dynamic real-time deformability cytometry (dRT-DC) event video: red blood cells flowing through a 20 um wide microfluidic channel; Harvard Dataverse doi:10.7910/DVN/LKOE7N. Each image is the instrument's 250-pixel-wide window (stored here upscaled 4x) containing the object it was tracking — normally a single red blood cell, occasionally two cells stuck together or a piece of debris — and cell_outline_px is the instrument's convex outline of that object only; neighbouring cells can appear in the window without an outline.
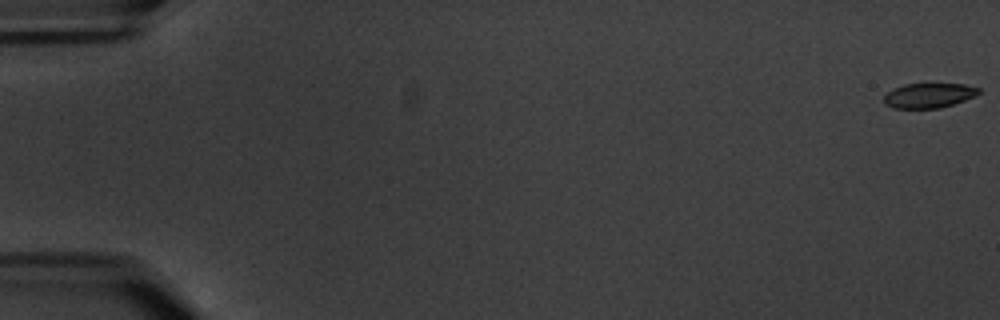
{"species": "common noctule bat (a hibernating species)", "species_latin": "Nyctalus noctula", "temperature_condition": "warm", "stored_images_in_passage": 9, "camera_frame_rate_fps": 3000, "um_per_image_px": 0.085, "animal": {"sex": "male", "body_mass_g": 20.1, "forearm_length_mm": 53.5}, "frame": {"image": 1, "passage_image": 1, "time_ms": 0.0, "image_size_px": [1000, 320], "cell_outline_px": [[980, 92], [976, 96], [940, 108], [892, 108], [884, 104], [884, 96], [892, 88], [904, 84], [964, 84], [980, 88]], "centroid_in_image_um": [78.93, 8.11], "position_along_channel_um": 6.1, "area_um2": 13.7}}
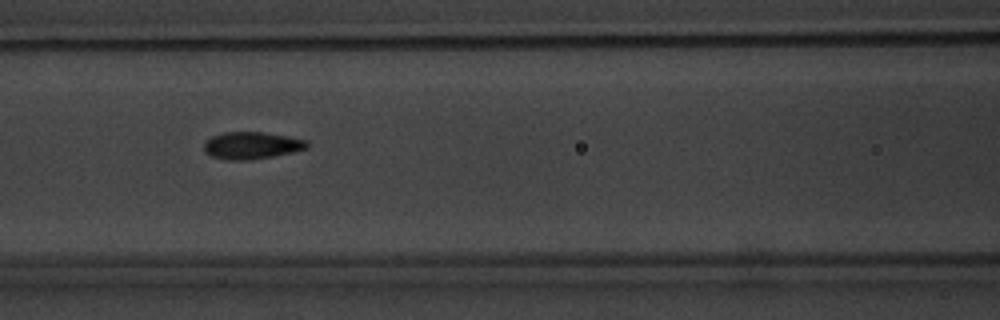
{"frame": {"image": 2, "passage_image": 8, "time_ms": 9.0, "image_size_px": [1000, 320], "cell_outline_px": [[308, 148], [292, 152], [252, 160], [224, 160], [212, 156], [204, 152], [204, 140], [212, 136], [224, 132], [264, 132], [288, 136], [308, 140]], "centroid_in_image_um": [21.37, 12.36], "position_along_channel_um": 145.2, "area_um2": 16.47}}
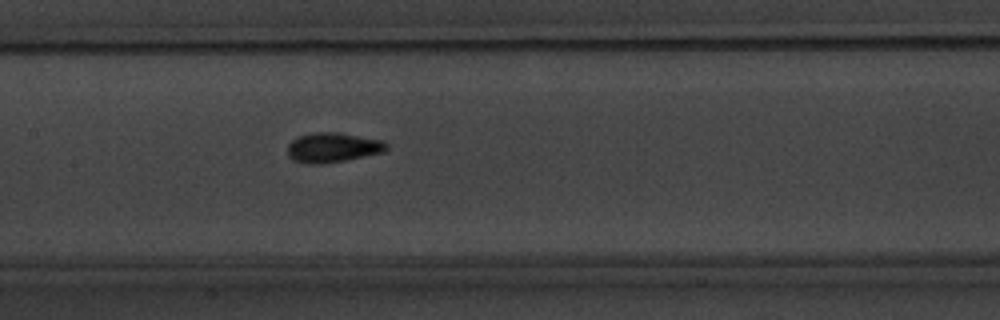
{"frame": {"image": 3, "passage_image": 9, "time_ms": 10.0, "image_size_px": [1000, 320], "cell_outline_px": [[388, 148], [384, 152], [344, 160], [320, 164], [312, 164], [292, 160], [288, 156], [288, 144], [296, 136], [312, 132], [340, 132], [384, 140], [388, 144]], "centroid_in_image_um": [28.29, 12.52], "position_along_channel_um": 179.1, "area_um2": 17.34}}